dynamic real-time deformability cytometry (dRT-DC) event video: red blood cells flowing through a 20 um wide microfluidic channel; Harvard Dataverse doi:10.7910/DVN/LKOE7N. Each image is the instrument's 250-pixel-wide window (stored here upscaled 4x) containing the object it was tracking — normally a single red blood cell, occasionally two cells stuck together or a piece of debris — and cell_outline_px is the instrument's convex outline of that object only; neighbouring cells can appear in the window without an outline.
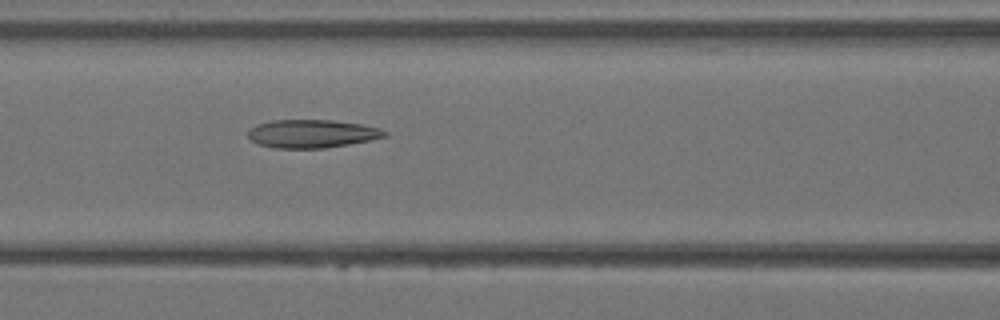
{"species": "Egyptian fruit bat (a non-hibernating species)", "species_latin": "Rousettus aegyptiacus", "temperature_condition": "warm", "stored_images_in_passage": 25, "camera_frame_rate_fps": 3000, "um_per_image_px": 0.085, "animal": {"sex": "female"}, "frame": {"image": 1, "passage_image": 5, "time_ms": 1.333, "image_size_px": [1000, 320], "cell_outline_px": [[388, 136], [348, 144], [324, 148], [272, 148], [256, 144], [248, 136], [248, 128], [256, 124], [272, 120], [332, 120], [360, 124], [380, 128], [388, 132]], "centroid_in_image_um": [26.47, 11.36], "position_along_channel_um": 140.1, "area_um2": 22.54}}
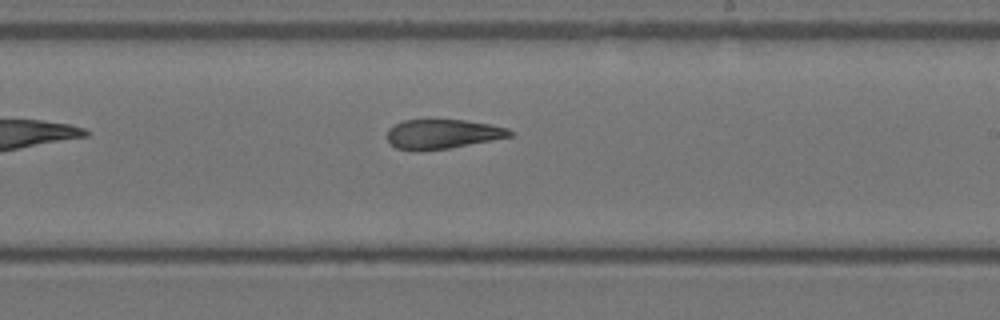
{"frame": {"image": 2, "passage_image": 11, "time_ms": 3.333, "image_size_px": [1000, 320], "cell_outline_px": [[516, 132], [512, 136], [492, 140], [448, 148], [420, 152], [416, 152], [396, 148], [388, 140], [388, 128], [404, 120], [464, 120], [488, 124], [508, 128]], "centroid_in_image_um": [37.61, 11.41], "position_along_channel_um": 251.4, "area_um2": 21.1}}
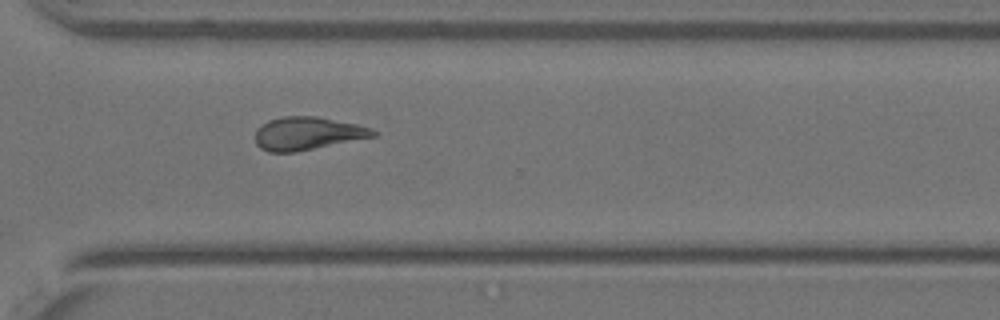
{"frame": {"image": 3, "passage_image": 16, "time_ms": 5.0, "image_size_px": [1000, 320], "cell_outline_px": [[376, 136], [296, 152], [268, 152], [260, 148], [256, 144], [256, 128], [268, 120], [284, 116], [316, 116], [356, 124], [372, 128], [376, 132]], "centroid_in_image_um": [26.11, 11.34], "position_along_channel_um": 344.5, "area_um2": 22.66}}